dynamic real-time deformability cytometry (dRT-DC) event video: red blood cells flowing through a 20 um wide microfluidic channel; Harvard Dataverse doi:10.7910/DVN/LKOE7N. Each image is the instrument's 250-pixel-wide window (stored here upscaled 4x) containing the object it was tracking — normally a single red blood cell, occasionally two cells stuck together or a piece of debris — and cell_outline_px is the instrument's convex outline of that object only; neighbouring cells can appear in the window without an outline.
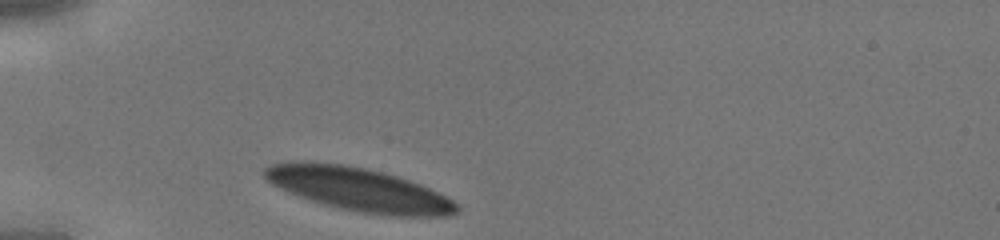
{"species": "human", "species_latin": "Homo sapiens", "temperature_condition": "cold", "stored_images_in_passage": 25, "camera_frame_rate_fps": 3000, "um_per_image_px": 0.085, "donor": {"sex": "male"}, "frame": {"image": 1, "passage_image": 1, "time_ms": 0.0, "image_size_px": [1000, 240], "cell_outline_px": [[460, 208], [456, 212], [448, 216], [384, 216], [360, 212], [340, 208], [324, 204], [300, 196], [280, 188], [272, 184], [264, 176], [264, 168], [272, 164], [288, 160], [304, 160], [344, 164], [364, 168], [396, 176], [420, 184], [452, 200]], "centroid_in_image_um": [30.45, 16.08], "position_along_channel_um": 54.5, "area_um2": 48.38}}
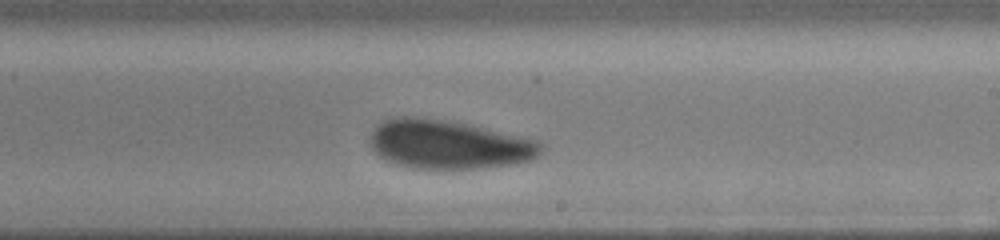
{"frame": {"image": 2, "passage_image": 15, "time_ms": 4.667, "image_size_px": [1000, 240], "cell_outline_px": [[544, 152], [532, 160], [516, 164], [480, 168], [408, 168], [384, 160], [372, 148], [372, 132], [376, 124], [392, 116], [416, 116], [448, 120], [472, 124], [540, 140], [544, 144]], "centroid_in_image_um": [38.2, 12.26], "position_along_channel_um": 250.8, "area_um2": 49.53}}
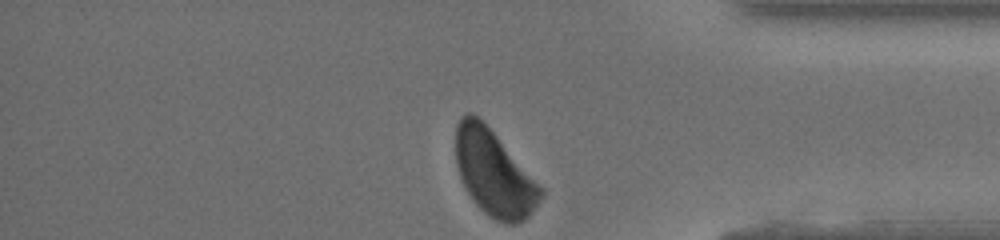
{"frame": {"image": 3, "passage_image": 25, "time_ms": 8.0, "image_size_px": [1000, 240], "cell_outline_px": [[544, 196], [532, 212], [524, 220], [516, 224], [508, 224], [496, 220], [488, 216], [476, 204], [468, 192], [460, 176], [456, 164], [456, 124], [460, 116], [468, 112], [472, 112], [496, 136], [544, 188]], "centroid_in_image_um": [42.0, 14.74], "position_along_channel_um": 393.2, "area_um2": 42.02}}